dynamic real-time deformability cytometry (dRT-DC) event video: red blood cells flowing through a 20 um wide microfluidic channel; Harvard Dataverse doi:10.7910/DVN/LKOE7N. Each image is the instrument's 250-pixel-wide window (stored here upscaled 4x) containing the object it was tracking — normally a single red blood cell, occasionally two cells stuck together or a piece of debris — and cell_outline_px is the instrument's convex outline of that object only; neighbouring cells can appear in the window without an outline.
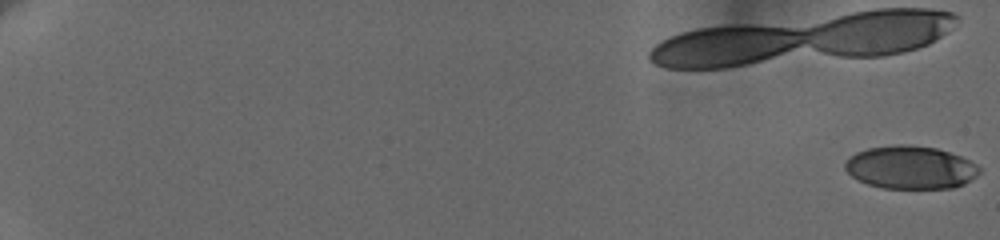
{"species": "human", "species_latin": "Homo sapiens", "temperature_condition": "cold", "stored_images_in_passage": 38, "camera_frame_rate_fps": 3000, "um_per_image_px": 0.085, "donor": {"sex": "female"}, "frame": {"image": 1, "passage_image": 1, "time_ms": 0.0, "image_size_px": [1000, 240], "cell_outline_px": [[980, 172], [976, 176], [964, 184], [952, 188], [884, 188], [868, 184], [852, 176], [844, 168], [844, 164], [856, 152], [868, 148], [896, 144], [908, 144], [936, 148], [960, 156], [976, 164], [980, 168]], "centroid_in_image_um": [77.4, 14.23], "position_along_channel_um": 7.6, "area_um2": 33.47}}